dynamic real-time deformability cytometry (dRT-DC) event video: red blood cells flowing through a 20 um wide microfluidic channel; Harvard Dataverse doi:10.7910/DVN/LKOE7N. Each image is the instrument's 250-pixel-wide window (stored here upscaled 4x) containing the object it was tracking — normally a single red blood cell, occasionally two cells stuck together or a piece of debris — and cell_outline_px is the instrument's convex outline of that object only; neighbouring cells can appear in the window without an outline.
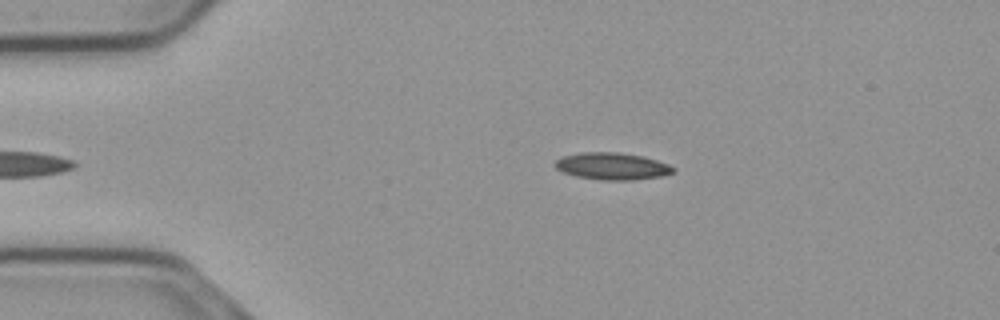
{"species": "common noctule bat (a hibernating species)", "species_latin": "Nyctalus noctula", "temperature_condition": "cold", "stored_images_in_passage": 39, "camera_frame_rate_fps": 3000, "um_per_image_px": 0.085, "animal": {"sex": "male", "body_mass_g": 23.1, "forearm_length_mm": 52.7}, "frame": {"image": 1, "passage_image": 2, "time_ms": 0.333, "image_size_px": [1000, 320], "cell_outline_px": [[676, 172], [660, 176], [632, 180], [604, 180], [576, 176], [564, 172], [556, 168], [552, 164], [560, 156], [580, 152], [620, 152], [644, 156], [668, 164], [676, 168]], "centroid_in_image_um": [52.02, 14.11], "position_along_channel_um": 33.0, "area_um2": 18.79}}
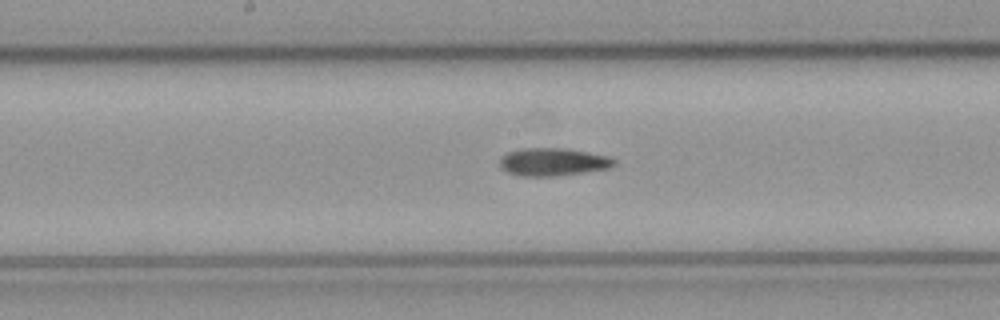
{"frame": {"image": 2, "passage_image": 19, "time_ms": 6.0, "image_size_px": [1000, 320], "cell_outline_px": [[616, 164], [608, 168], [552, 176], [524, 176], [508, 172], [500, 168], [500, 156], [508, 152], [520, 148], [564, 148], [608, 156], [616, 160]], "centroid_in_image_um": [46.96, 13.75], "position_along_channel_um": 201.2, "area_um2": 18.32}}
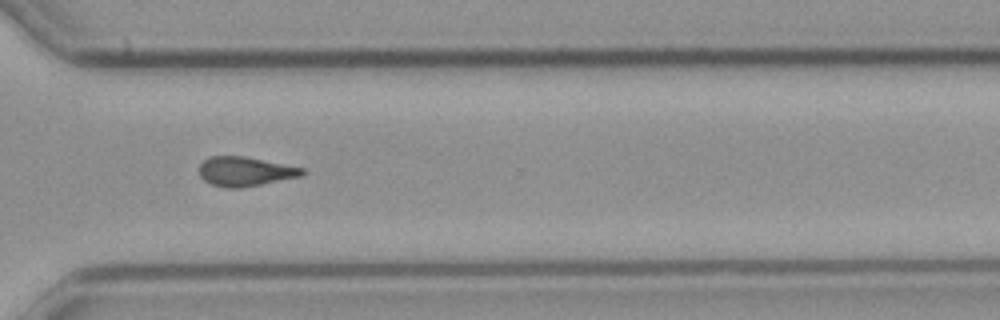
{"frame": {"image": 3, "passage_image": 31, "time_ms": 10.0, "image_size_px": [1000, 320], "cell_outline_px": [[304, 176], [240, 188], [228, 188], [212, 184], [204, 180], [200, 176], [200, 164], [208, 156], [244, 156], [304, 168]], "centroid_in_image_um": [20.84, 14.57], "position_along_channel_um": 349.8, "area_um2": 17.57}}